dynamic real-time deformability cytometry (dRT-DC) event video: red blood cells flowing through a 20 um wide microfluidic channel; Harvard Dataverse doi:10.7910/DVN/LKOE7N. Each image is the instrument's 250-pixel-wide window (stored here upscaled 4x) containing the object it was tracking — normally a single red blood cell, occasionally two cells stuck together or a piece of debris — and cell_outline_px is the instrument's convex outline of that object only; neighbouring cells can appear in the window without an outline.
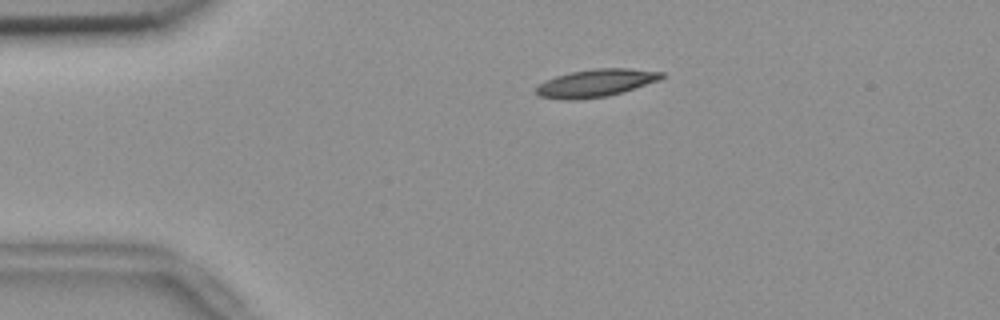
{"species": "common noctule bat (a hibernating species)", "species_latin": "Nyctalus noctula", "temperature_condition": "room temperature", "stored_images_in_passage": 56, "camera_frame_rate_fps": 3000, "um_per_image_px": 0.085, "animal": {"sex": "female", "body_mass_g": 18.4}, "frame": {"image": 1, "passage_image": 12, "time_ms": 3.667, "image_size_px": [1000, 320], "cell_outline_px": [[664, 76], [660, 80], [624, 92], [608, 96], [580, 100], [560, 100], [540, 96], [536, 92], [536, 88], [540, 84], [556, 76], [572, 72], [596, 68], [628, 68], [664, 72]], "centroid_in_image_um": [50.68, 7.07], "position_along_channel_um": 34.3, "area_um2": 20.29}}
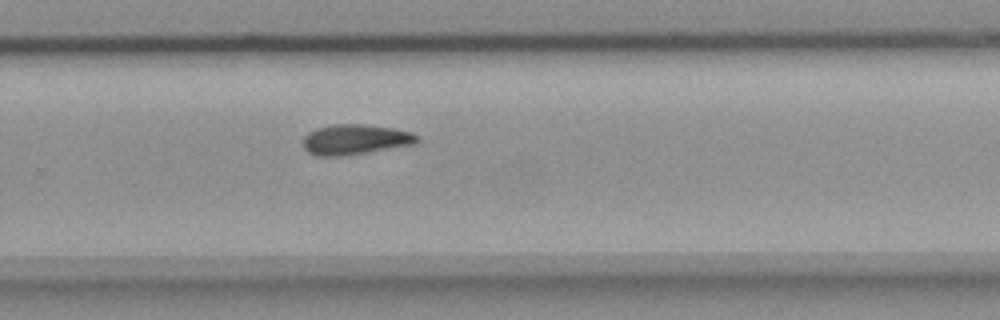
{"frame": {"image": 2, "passage_image": 37, "time_ms": 12.0, "image_size_px": [1000, 320], "cell_outline_px": [[420, 140], [416, 144], [348, 156], [316, 156], [308, 152], [304, 148], [304, 136], [308, 132], [316, 128], [332, 124], [364, 124], [392, 128], [412, 132], [420, 136]], "centroid_in_image_um": [30.22, 11.86], "position_along_channel_um": 299.6, "area_um2": 20.46}}
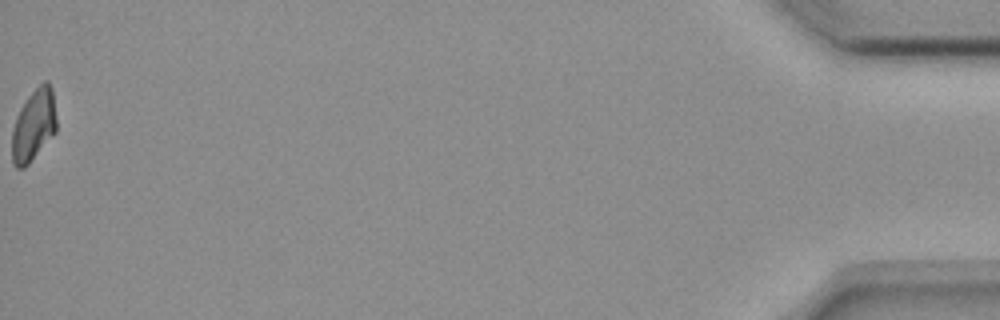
{"frame": {"image": 3, "passage_image": 56, "time_ms": 18.333, "image_size_px": [1000, 320], "cell_outline_px": [[56, 132], [28, 164], [24, 168], [16, 168], [12, 164], [12, 128], [16, 116], [20, 108], [28, 96], [44, 80], [48, 80], [52, 88], [56, 116]], "centroid_in_image_um": [2.86, 10.64], "position_along_channel_um": 432.3, "area_um2": 18.73}, "authors_computed_cell_mechanics": {"area_um2": 19.3919, "velocity_mm_per_s": 3.6829, "shape_relaxation_time_tau1_ms": 6.6414, "shape_relaxation_time_tau2_ms": null, "deformation_change_tau1": 0.1503, "deformation_change_tau2": null}}